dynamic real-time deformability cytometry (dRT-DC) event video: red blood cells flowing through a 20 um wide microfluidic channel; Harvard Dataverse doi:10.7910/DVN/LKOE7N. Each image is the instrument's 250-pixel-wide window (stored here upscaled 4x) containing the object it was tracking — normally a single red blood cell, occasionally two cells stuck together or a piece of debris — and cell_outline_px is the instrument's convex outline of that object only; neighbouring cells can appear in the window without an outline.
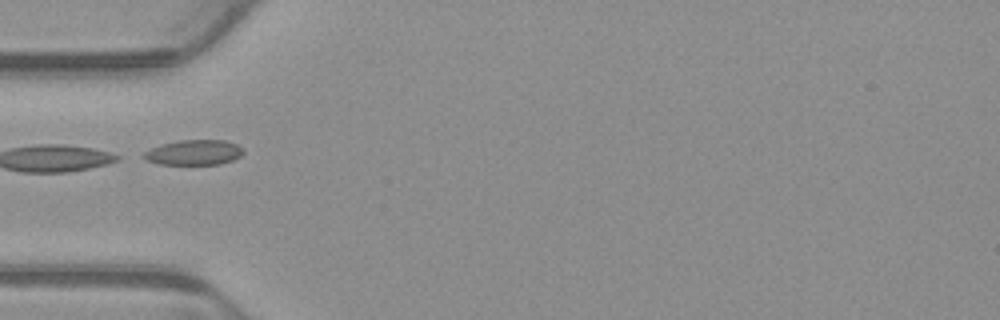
{"species": "common noctule bat (a hibernating species)", "species_latin": "Nyctalus noctula", "temperature_condition": "warm", "stored_images_in_passage": 3, "camera_frame_rate_fps": 3000, "um_per_image_px": 0.085, "animal": {"sex": "male", "body_mass_g": 23.1, "forearm_length_mm": 52.7}, "frame": {"image": 1, "passage_image": 1, "time_ms": 0.0, "image_size_px": [1000, 320], "cell_outline_px": [[244, 152], [240, 156], [232, 160], [220, 164], [160, 164], [148, 160], [140, 156], [144, 152], [160, 144], [180, 140], [224, 140], [236, 144], [244, 148]], "centroid_in_image_um": [16.49, 12.95], "position_along_channel_um": 68.5, "area_um2": 14.57}}
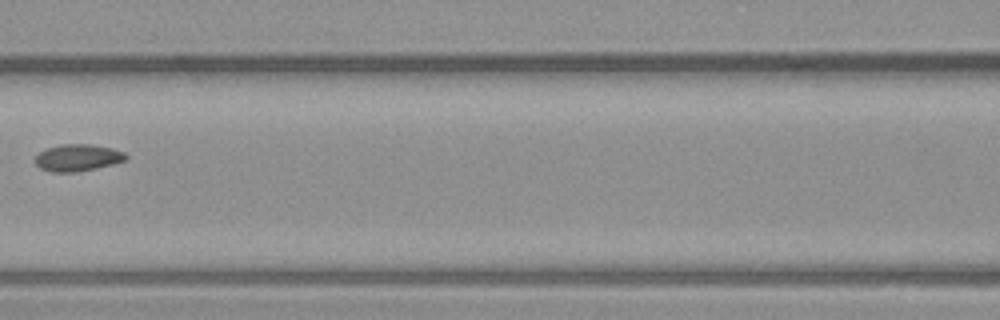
{"frame": {"image": 2, "passage_image": 3, "time_ms": 0.667, "image_size_px": [1000, 320], "cell_outline_px": [[128, 156], [124, 160], [112, 164], [96, 168], [76, 172], [52, 172], [40, 168], [36, 164], [36, 156], [44, 148], [60, 144], [92, 144], [112, 148], [124, 152]], "centroid_in_image_um": [6.58, 13.39], "position_along_channel_um": 160.0, "area_um2": 14.22}}